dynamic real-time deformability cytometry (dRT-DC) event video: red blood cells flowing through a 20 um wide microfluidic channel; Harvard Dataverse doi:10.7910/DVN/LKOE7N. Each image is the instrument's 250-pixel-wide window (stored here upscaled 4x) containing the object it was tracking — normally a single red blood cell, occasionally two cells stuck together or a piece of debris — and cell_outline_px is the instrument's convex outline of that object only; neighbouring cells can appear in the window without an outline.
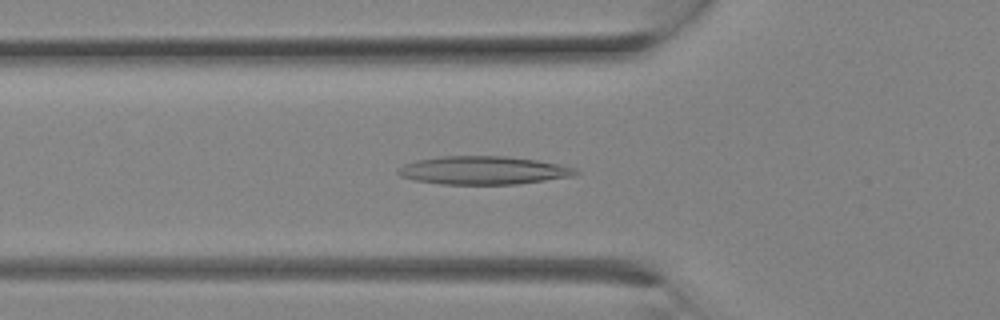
{"species": "Egyptian fruit bat (a non-hibernating species)", "species_latin": "Rousettus aegyptiacus", "temperature_condition": "room temperature", "stored_images_in_passage": 14, "camera_frame_rate_fps": 3000, "um_per_image_px": 0.085, "animal": {"sex": "female"}, "frame": {"image": 1, "passage_image": 10, "time_ms": 3.0, "image_size_px": [1000, 320], "cell_outline_px": [[580, 172], [572, 176], [516, 184], [440, 184], [412, 180], [400, 176], [396, 172], [404, 164], [416, 160], [440, 156], [504, 156], [536, 160], [576, 168]], "centroid_in_image_um": [41.03, 14.48], "position_along_channel_um": 84.8, "area_um2": 29.07}}
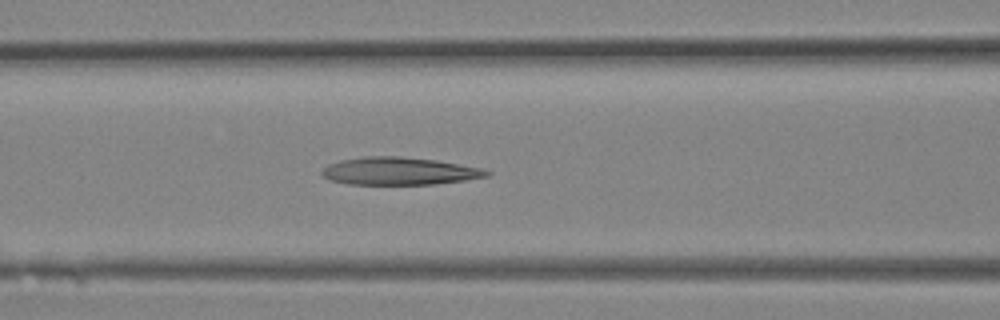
{"frame": {"image": 2, "passage_image": 12, "time_ms": 3.667, "image_size_px": [1000, 320], "cell_outline_px": [[492, 172], [488, 176], [464, 180], [436, 184], [348, 184], [328, 180], [320, 172], [328, 164], [340, 160], [364, 156], [400, 156], [436, 160], [484, 168]], "centroid_in_image_um": [33.93, 14.54], "position_along_channel_um": 132.7, "area_um2": 26.65}}
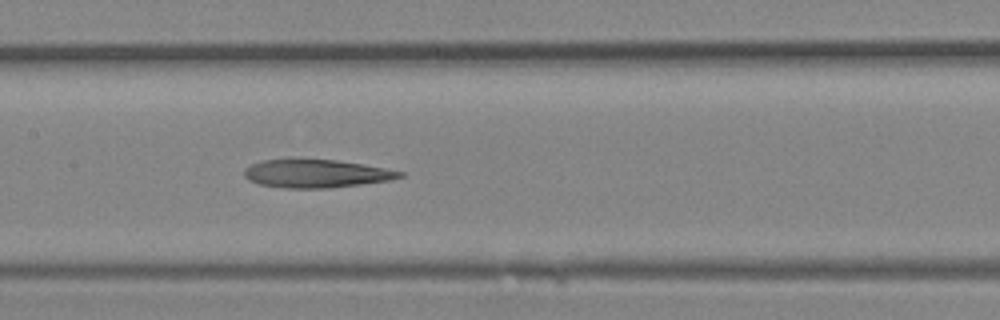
{"frame": {"image": 3, "passage_image": 14, "time_ms": 4.333, "image_size_px": [1000, 320], "cell_outline_px": [[404, 176], [388, 180], [360, 184], [324, 188], [284, 188], [260, 184], [248, 180], [244, 176], [244, 168], [260, 160], [336, 160], [364, 164], [404, 172]], "centroid_in_image_um": [26.85, 14.76], "position_along_channel_um": 180.6, "area_um2": 25.14}}